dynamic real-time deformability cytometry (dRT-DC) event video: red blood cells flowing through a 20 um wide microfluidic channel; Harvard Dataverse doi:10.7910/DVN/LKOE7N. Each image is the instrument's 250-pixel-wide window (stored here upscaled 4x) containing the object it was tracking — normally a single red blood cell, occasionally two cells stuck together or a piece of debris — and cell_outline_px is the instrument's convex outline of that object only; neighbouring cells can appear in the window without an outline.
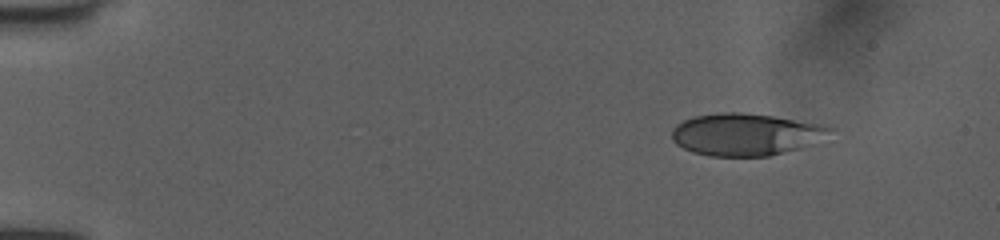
{"species": "human", "species_latin": "Homo sapiens", "temperature_condition": "room temperature", "stored_images_in_passage": 46, "camera_frame_rate_fps": 3000, "um_per_image_px": 0.085, "donor": {"sex": "female"}, "frame": {"image": 1, "passage_image": 1, "time_ms": 0.0, "image_size_px": [1000, 240], "cell_outline_px": [[836, 128], [800, 148], [768, 156], [712, 156], [692, 152], [676, 144], [672, 140], [672, 132], [676, 124], [684, 120], [696, 116], [724, 112], [736, 112], [772, 116], [820, 124]], "centroid_in_image_um": [63.3, 11.42], "position_along_channel_um": 21.7, "area_um2": 38.03}}
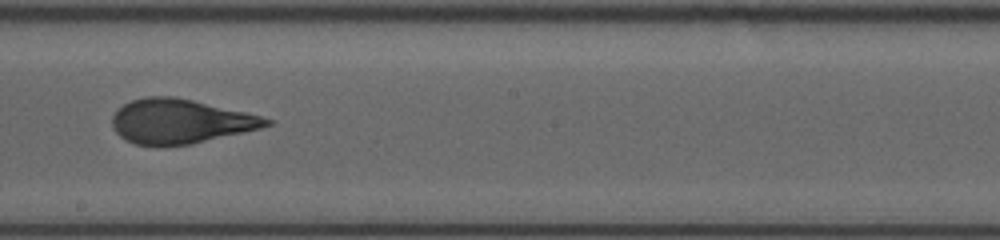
{"frame": {"image": 2, "passage_image": 25, "time_ms": 8.0, "image_size_px": [1000, 240], "cell_outline_px": [[272, 124], [260, 128], [192, 144], [160, 148], [136, 144], [124, 140], [116, 132], [112, 124], [112, 116], [124, 104], [132, 100], [144, 96], [172, 96], [192, 100], [244, 112], [260, 116], [272, 120]], "centroid_in_image_um": [15.26, 10.34], "position_along_channel_um": 232.9, "area_um2": 39.94}}
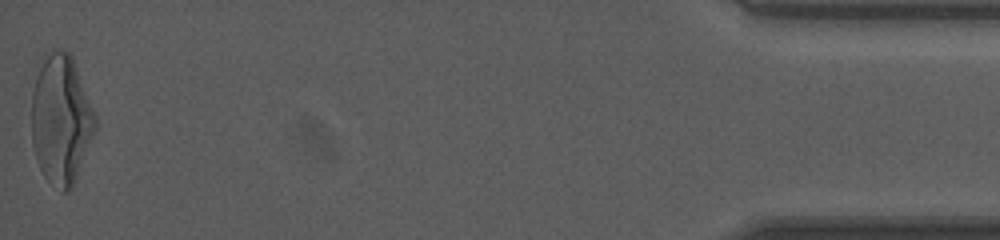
{"frame": {"image": 3, "passage_image": 46, "time_ms": 15.0, "image_size_px": [1000, 240], "cell_outline_px": [[96, 128], [72, 188], [68, 192], [60, 192], [44, 176], [36, 160], [32, 144], [32, 92], [40, 56], [44, 52], [52, 48], [56, 48], [68, 52], [72, 56], [96, 116]], "centroid_in_image_um": [5.16, 10.11], "position_along_channel_um": 430.0, "area_um2": 48.44}, "authors_computed_cell_mechanics": {"area_um2": 39.7953, "velocity_mm_per_s": 4.0226, "shape_relaxation_time_tau1_ms": 4.3124, "shape_relaxation_time_tau2_ms": 0.8484, "deformation_change_tau1": 0.1981, "deformation_change_tau2": 0.0903}}